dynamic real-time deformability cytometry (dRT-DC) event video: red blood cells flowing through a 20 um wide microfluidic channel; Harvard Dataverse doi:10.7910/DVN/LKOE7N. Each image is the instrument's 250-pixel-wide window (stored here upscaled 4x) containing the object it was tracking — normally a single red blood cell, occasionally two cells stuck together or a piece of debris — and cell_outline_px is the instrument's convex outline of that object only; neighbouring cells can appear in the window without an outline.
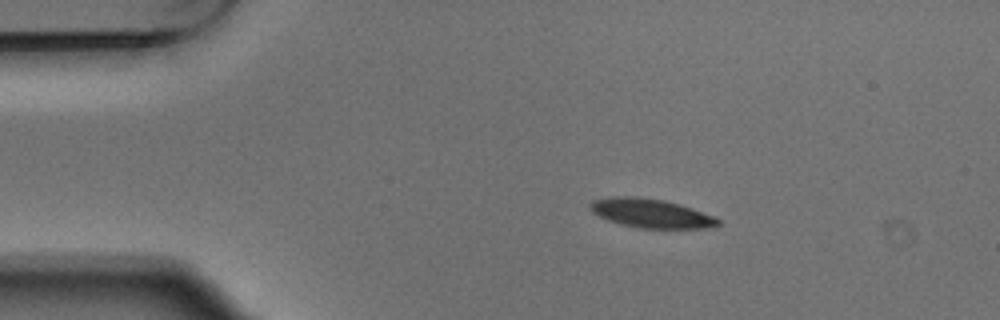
{"species": "Egyptian fruit bat (a non-hibernating species)", "species_latin": "Rousettus aegyptiacus", "temperature_condition": "warm", "stored_images_in_passage": 5, "camera_frame_rate_fps": 3000, "um_per_image_px": 0.085, "animal": {"sex": "male"}, "frame": {"image": 1, "passage_image": 2, "time_ms": 0.333, "image_size_px": [1000, 320], "cell_outline_px": [[720, 224], [704, 228], [636, 228], [620, 224], [608, 220], [592, 212], [588, 204], [592, 200], [612, 196], [636, 196], [664, 200], [680, 204], [692, 208], [712, 216], [720, 220]], "centroid_in_image_um": [55.28, 18.12], "position_along_channel_um": 29.7, "area_um2": 21.56}}
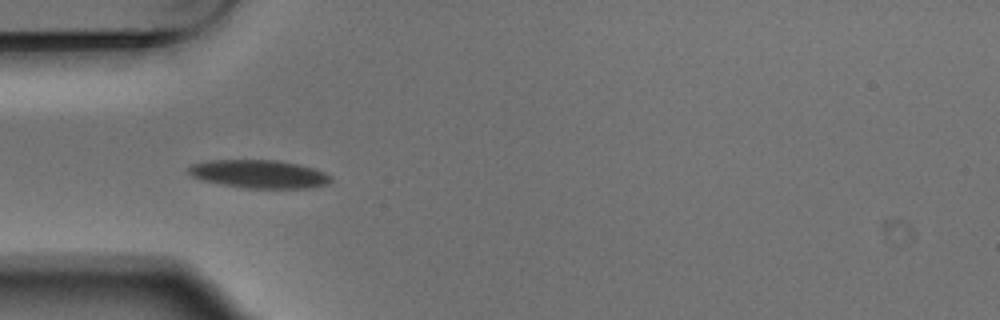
{"frame": {"image": 2, "passage_image": 4, "time_ms": 1.0, "image_size_px": [1000, 320], "cell_outline_px": [[332, 180], [328, 184], [308, 188], [248, 188], [200, 180], [192, 176], [188, 172], [188, 168], [192, 164], [208, 160], [276, 160], [300, 164], [324, 172], [332, 176]], "centroid_in_image_um": [22.03, 14.79], "position_along_channel_um": 63.0, "area_um2": 23.35}}
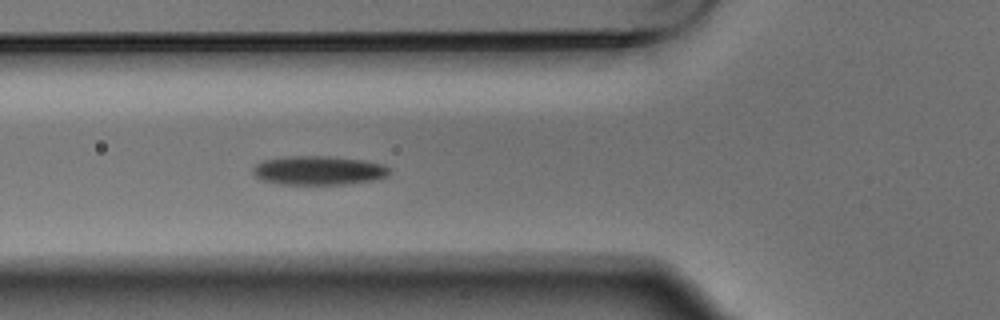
{"frame": {"image": 3, "passage_image": 5, "time_ms": 1.333, "image_size_px": [1000, 320], "cell_outline_px": [[392, 172], [388, 176], [372, 180], [348, 184], [280, 184], [260, 180], [252, 172], [252, 168], [256, 164], [264, 160], [284, 156], [328, 156], [364, 160], [384, 164], [392, 168]], "centroid_in_image_um": [27.11, 14.48], "position_along_channel_um": 98.7, "area_um2": 23.35}}